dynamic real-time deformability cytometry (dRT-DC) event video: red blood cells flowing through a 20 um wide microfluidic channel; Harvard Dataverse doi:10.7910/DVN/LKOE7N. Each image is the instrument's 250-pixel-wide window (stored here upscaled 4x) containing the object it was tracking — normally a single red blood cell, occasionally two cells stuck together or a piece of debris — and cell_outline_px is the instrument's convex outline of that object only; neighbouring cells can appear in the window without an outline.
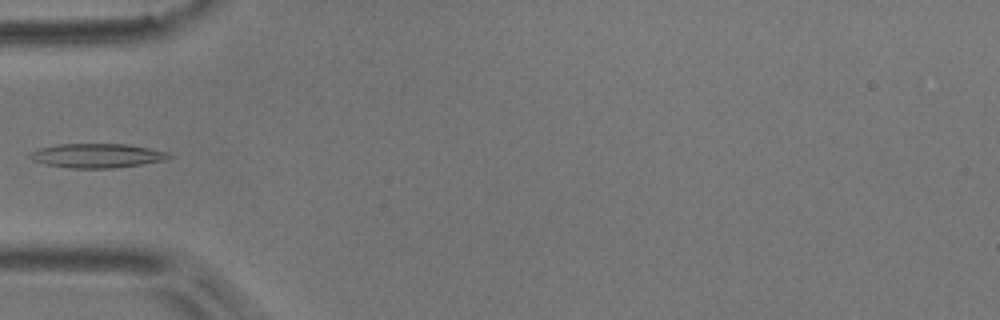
{"species": "common noctule bat (a hibernating species)", "species_latin": "Nyctalus noctula", "temperature_condition": "room temperature", "stored_images_in_passage": 4, "camera_frame_rate_fps": 3000, "um_per_image_px": 0.085, "animal": {"sex": "male", "body_mass_g": 17.9}, "frame": {"image": 1, "passage_image": 4, "time_ms": 1.0, "image_size_px": [1000, 320], "cell_outline_px": [[172, 156], [168, 160], [112, 168], [72, 168], [48, 164], [32, 160], [28, 156], [32, 152], [40, 148], [60, 144], [128, 144], [168, 152]], "centroid_in_image_um": [8.29, 13.22], "position_along_channel_um": 76.7, "area_um2": 19.36}}